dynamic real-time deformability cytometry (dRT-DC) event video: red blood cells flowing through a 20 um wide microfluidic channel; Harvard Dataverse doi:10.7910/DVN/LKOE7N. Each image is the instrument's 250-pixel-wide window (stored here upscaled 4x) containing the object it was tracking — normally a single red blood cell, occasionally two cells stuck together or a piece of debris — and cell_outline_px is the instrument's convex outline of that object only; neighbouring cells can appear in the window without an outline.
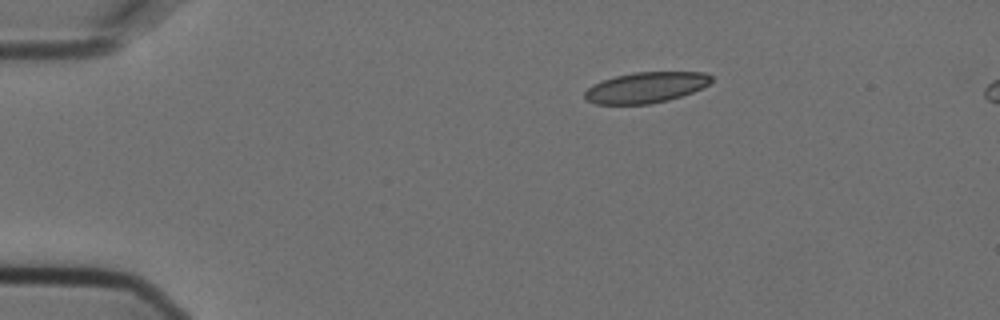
{"species": "Egyptian fruit bat (a non-hibernating species)", "species_latin": "Rousettus aegyptiacus", "temperature_condition": "cold", "stored_images_in_passage": 4, "camera_frame_rate_fps": 3000, "um_per_image_px": 0.085, "animal": {"sex": "female"}, "frame": {"image": 1, "passage_image": 1, "time_ms": 0.0, "image_size_px": [1000, 320], "cell_outline_px": [[712, 80], [708, 84], [692, 92], [668, 100], [648, 104], [596, 104], [588, 100], [584, 96], [584, 92], [592, 84], [616, 76], [632, 72], [704, 72], [712, 76]], "centroid_in_image_um": [54.88, 7.43], "position_along_channel_um": 30.1, "area_um2": 22.48}}